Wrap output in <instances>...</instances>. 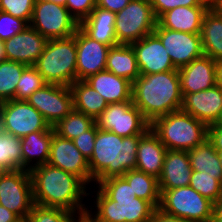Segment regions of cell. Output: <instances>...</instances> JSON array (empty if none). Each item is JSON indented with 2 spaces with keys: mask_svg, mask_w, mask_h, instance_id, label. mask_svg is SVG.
I'll use <instances>...</instances> for the list:
<instances>
[{
  "mask_svg": "<svg viewBox=\"0 0 222 222\" xmlns=\"http://www.w3.org/2000/svg\"><path fill=\"white\" fill-rule=\"evenodd\" d=\"M96 193L97 214L87 211L88 222H149L156 208L149 202L137 198L131 186L122 177H111L101 181Z\"/></svg>",
  "mask_w": 222,
  "mask_h": 222,
  "instance_id": "obj_2",
  "label": "cell"
},
{
  "mask_svg": "<svg viewBox=\"0 0 222 222\" xmlns=\"http://www.w3.org/2000/svg\"><path fill=\"white\" fill-rule=\"evenodd\" d=\"M96 123L98 128L122 137L145 135L151 129L133 101L109 103Z\"/></svg>",
  "mask_w": 222,
  "mask_h": 222,
  "instance_id": "obj_10",
  "label": "cell"
},
{
  "mask_svg": "<svg viewBox=\"0 0 222 222\" xmlns=\"http://www.w3.org/2000/svg\"><path fill=\"white\" fill-rule=\"evenodd\" d=\"M98 125L95 123L89 130L73 140L79 151L89 160L93 154Z\"/></svg>",
  "mask_w": 222,
  "mask_h": 222,
  "instance_id": "obj_41",
  "label": "cell"
},
{
  "mask_svg": "<svg viewBox=\"0 0 222 222\" xmlns=\"http://www.w3.org/2000/svg\"><path fill=\"white\" fill-rule=\"evenodd\" d=\"M153 13L158 19L163 13L178 6H210L208 0H150Z\"/></svg>",
  "mask_w": 222,
  "mask_h": 222,
  "instance_id": "obj_40",
  "label": "cell"
},
{
  "mask_svg": "<svg viewBox=\"0 0 222 222\" xmlns=\"http://www.w3.org/2000/svg\"><path fill=\"white\" fill-rule=\"evenodd\" d=\"M109 103L132 101V83L110 71H100L84 80Z\"/></svg>",
  "mask_w": 222,
  "mask_h": 222,
  "instance_id": "obj_23",
  "label": "cell"
},
{
  "mask_svg": "<svg viewBox=\"0 0 222 222\" xmlns=\"http://www.w3.org/2000/svg\"><path fill=\"white\" fill-rule=\"evenodd\" d=\"M105 70L133 83L140 76V72L132 46L118 44L110 47Z\"/></svg>",
  "mask_w": 222,
  "mask_h": 222,
  "instance_id": "obj_28",
  "label": "cell"
},
{
  "mask_svg": "<svg viewBox=\"0 0 222 222\" xmlns=\"http://www.w3.org/2000/svg\"><path fill=\"white\" fill-rule=\"evenodd\" d=\"M23 169L21 138L0 130V171Z\"/></svg>",
  "mask_w": 222,
  "mask_h": 222,
  "instance_id": "obj_32",
  "label": "cell"
},
{
  "mask_svg": "<svg viewBox=\"0 0 222 222\" xmlns=\"http://www.w3.org/2000/svg\"><path fill=\"white\" fill-rule=\"evenodd\" d=\"M210 6H178L163 13L157 23L162 28L200 34L202 21Z\"/></svg>",
  "mask_w": 222,
  "mask_h": 222,
  "instance_id": "obj_22",
  "label": "cell"
},
{
  "mask_svg": "<svg viewBox=\"0 0 222 222\" xmlns=\"http://www.w3.org/2000/svg\"><path fill=\"white\" fill-rule=\"evenodd\" d=\"M1 130L16 137L37 131H46L50 125L26 100H8L0 103Z\"/></svg>",
  "mask_w": 222,
  "mask_h": 222,
  "instance_id": "obj_12",
  "label": "cell"
},
{
  "mask_svg": "<svg viewBox=\"0 0 222 222\" xmlns=\"http://www.w3.org/2000/svg\"><path fill=\"white\" fill-rule=\"evenodd\" d=\"M0 130H1V113H0Z\"/></svg>",
  "mask_w": 222,
  "mask_h": 222,
  "instance_id": "obj_55",
  "label": "cell"
},
{
  "mask_svg": "<svg viewBox=\"0 0 222 222\" xmlns=\"http://www.w3.org/2000/svg\"><path fill=\"white\" fill-rule=\"evenodd\" d=\"M18 222H27V220L26 219H21Z\"/></svg>",
  "mask_w": 222,
  "mask_h": 222,
  "instance_id": "obj_54",
  "label": "cell"
},
{
  "mask_svg": "<svg viewBox=\"0 0 222 222\" xmlns=\"http://www.w3.org/2000/svg\"><path fill=\"white\" fill-rule=\"evenodd\" d=\"M52 138L51 126L46 131H37L21 137L23 170L30 171L33 167L48 163ZM32 158L36 159L33 165L30 164Z\"/></svg>",
  "mask_w": 222,
  "mask_h": 222,
  "instance_id": "obj_26",
  "label": "cell"
},
{
  "mask_svg": "<svg viewBox=\"0 0 222 222\" xmlns=\"http://www.w3.org/2000/svg\"><path fill=\"white\" fill-rule=\"evenodd\" d=\"M96 121L76 110H72L65 118L59 121L54 127V132L65 139L74 140L87 130H89Z\"/></svg>",
  "mask_w": 222,
  "mask_h": 222,
  "instance_id": "obj_33",
  "label": "cell"
},
{
  "mask_svg": "<svg viewBox=\"0 0 222 222\" xmlns=\"http://www.w3.org/2000/svg\"><path fill=\"white\" fill-rule=\"evenodd\" d=\"M74 110L84 113L95 121L101 116L108 102L84 80H76L70 85Z\"/></svg>",
  "mask_w": 222,
  "mask_h": 222,
  "instance_id": "obj_29",
  "label": "cell"
},
{
  "mask_svg": "<svg viewBox=\"0 0 222 222\" xmlns=\"http://www.w3.org/2000/svg\"><path fill=\"white\" fill-rule=\"evenodd\" d=\"M30 174L34 204L65 209L85 218L88 210L81 200L90 193L79 177L48 163L33 167Z\"/></svg>",
  "mask_w": 222,
  "mask_h": 222,
  "instance_id": "obj_1",
  "label": "cell"
},
{
  "mask_svg": "<svg viewBox=\"0 0 222 222\" xmlns=\"http://www.w3.org/2000/svg\"><path fill=\"white\" fill-rule=\"evenodd\" d=\"M115 18L116 13L96 6L90 15L79 23V27L92 39L113 47L118 45Z\"/></svg>",
  "mask_w": 222,
  "mask_h": 222,
  "instance_id": "obj_25",
  "label": "cell"
},
{
  "mask_svg": "<svg viewBox=\"0 0 222 222\" xmlns=\"http://www.w3.org/2000/svg\"><path fill=\"white\" fill-rule=\"evenodd\" d=\"M48 164L76 175L85 184L94 181L90 174L88 160L75 146L73 140L58 136L54 129Z\"/></svg>",
  "mask_w": 222,
  "mask_h": 222,
  "instance_id": "obj_15",
  "label": "cell"
},
{
  "mask_svg": "<svg viewBox=\"0 0 222 222\" xmlns=\"http://www.w3.org/2000/svg\"><path fill=\"white\" fill-rule=\"evenodd\" d=\"M153 33L160 39L177 69L204 55L200 34L173 31L162 28L158 23Z\"/></svg>",
  "mask_w": 222,
  "mask_h": 222,
  "instance_id": "obj_14",
  "label": "cell"
},
{
  "mask_svg": "<svg viewBox=\"0 0 222 222\" xmlns=\"http://www.w3.org/2000/svg\"><path fill=\"white\" fill-rule=\"evenodd\" d=\"M122 177L131 186L137 198L149 201L156 209L159 208L161 192L157 178L137 169L127 171Z\"/></svg>",
  "mask_w": 222,
  "mask_h": 222,
  "instance_id": "obj_30",
  "label": "cell"
},
{
  "mask_svg": "<svg viewBox=\"0 0 222 222\" xmlns=\"http://www.w3.org/2000/svg\"><path fill=\"white\" fill-rule=\"evenodd\" d=\"M21 220L15 213L0 205V222H18Z\"/></svg>",
  "mask_w": 222,
  "mask_h": 222,
  "instance_id": "obj_46",
  "label": "cell"
},
{
  "mask_svg": "<svg viewBox=\"0 0 222 222\" xmlns=\"http://www.w3.org/2000/svg\"><path fill=\"white\" fill-rule=\"evenodd\" d=\"M200 37L204 55L216 61L222 60V10L208 9L202 21Z\"/></svg>",
  "mask_w": 222,
  "mask_h": 222,
  "instance_id": "obj_27",
  "label": "cell"
},
{
  "mask_svg": "<svg viewBox=\"0 0 222 222\" xmlns=\"http://www.w3.org/2000/svg\"><path fill=\"white\" fill-rule=\"evenodd\" d=\"M143 136L122 137L98 128L94 151L88 160L94 182L99 184L103 180L123 176L127 171L136 169L137 148Z\"/></svg>",
  "mask_w": 222,
  "mask_h": 222,
  "instance_id": "obj_4",
  "label": "cell"
},
{
  "mask_svg": "<svg viewBox=\"0 0 222 222\" xmlns=\"http://www.w3.org/2000/svg\"><path fill=\"white\" fill-rule=\"evenodd\" d=\"M78 219L76 220V218ZM83 216H75L74 212L52 207H43L34 204L26 217L27 222H81Z\"/></svg>",
  "mask_w": 222,
  "mask_h": 222,
  "instance_id": "obj_36",
  "label": "cell"
},
{
  "mask_svg": "<svg viewBox=\"0 0 222 222\" xmlns=\"http://www.w3.org/2000/svg\"><path fill=\"white\" fill-rule=\"evenodd\" d=\"M96 7V0H67L66 8L69 13L80 23L90 15Z\"/></svg>",
  "mask_w": 222,
  "mask_h": 222,
  "instance_id": "obj_42",
  "label": "cell"
},
{
  "mask_svg": "<svg viewBox=\"0 0 222 222\" xmlns=\"http://www.w3.org/2000/svg\"><path fill=\"white\" fill-rule=\"evenodd\" d=\"M187 152L192 170L208 174H222L218 151L208 139Z\"/></svg>",
  "mask_w": 222,
  "mask_h": 222,
  "instance_id": "obj_31",
  "label": "cell"
},
{
  "mask_svg": "<svg viewBox=\"0 0 222 222\" xmlns=\"http://www.w3.org/2000/svg\"><path fill=\"white\" fill-rule=\"evenodd\" d=\"M27 65L4 60L0 62V103L16 100V85Z\"/></svg>",
  "mask_w": 222,
  "mask_h": 222,
  "instance_id": "obj_34",
  "label": "cell"
},
{
  "mask_svg": "<svg viewBox=\"0 0 222 222\" xmlns=\"http://www.w3.org/2000/svg\"><path fill=\"white\" fill-rule=\"evenodd\" d=\"M6 60V53L4 49V42L0 41V62Z\"/></svg>",
  "mask_w": 222,
  "mask_h": 222,
  "instance_id": "obj_50",
  "label": "cell"
},
{
  "mask_svg": "<svg viewBox=\"0 0 222 222\" xmlns=\"http://www.w3.org/2000/svg\"><path fill=\"white\" fill-rule=\"evenodd\" d=\"M132 101L150 124L181 110L183 96L178 70L140 75L132 83Z\"/></svg>",
  "mask_w": 222,
  "mask_h": 222,
  "instance_id": "obj_3",
  "label": "cell"
},
{
  "mask_svg": "<svg viewBox=\"0 0 222 222\" xmlns=\"http://www.w3.org/2000/svg\"><path fill=\"white\" fill-rule=\"evenodd\" d=\"M189 186L214 203L222 197V174L192 170Z\"/></svg>",
  "mask_w": 222,
  "mask_h": 222,
  "instance_id": "obj_35",
  "label": "cell"
},
{
  "mask_svg": "<svg viewBox=\"0 0 222 222\" xmlns=\"http://www.w3.org/2000/svg\"><path fill=\"white\" fill-rule=\"evenodd\" d=\"M48 1H52V2H54V3H57V4H60V5L66 6V1H67V0H48Z\"/></svg>",
  "mask_w": 222,
  "mask_h": 222,
  "instance_id": "obj_51",
  "label": "cell"
},
{
  "mask_svg": "<svg viewBox=\"0 0 222 222\" xmlns=\"http://www.w3.org/2000/svg\"><path fill=\"white\" fill-rule=\"evenodd\" d=\"M216 60L203 55L178 69L182 96L216 85L215 79Z\"/></svg>",
  "mask_w": 222,
  "mask_h": 222,
  "instance_id": "obj_20",
  "label": "cell"
},
{
  "mask_svg": "<svg viewBox=\"0 0 222 222\" xmlns=\"http://www.w3.org/2000/svg\"><path fill=\"white\" fill-rule=\"evenodd\" d=\"M47 84L34 66H27L16 85V100H26Z\"/></svg>",
  "mask_w": 222,
  "mask_h": 222,
  "instance_id": "obj_37",
  "label": "cell"
},
{
  "mask_svg": "<svg viewBox=\"0 0 222 222\" xmlns=\"http://www.w3.org/2000/svg\"><path fill=\"white\" fill-rule=\"evenodd\" d=\"M81 222H88L85 218Z\"/></svg>",
  "mask_w": 222,
  "mask_h": 222,
  "instance_id": "obj_56",
  "label": "cell"
},
{
  "mask_svg": "<svg viewBox=\"0 0 222 222\" xmlns=\"http://www.w3.org/2000/svg\"><path fill=\"white\" fill-rule=\"evenodd\" d=\"M210 8L222 10V0H208Z\"/></svg>",
  "mask_w": 222,
  "mask_h": 222,
  "instance_id": "obj_49",
  "label": "cell"
},
{
  "mask_svg": "<svg viewBox=\"0 0 222 222\" xmlns=\"http://www.w3.org/2000/svg\"><path fill=\"white\" fill-rule=\"evenodd\" d=\"M181 110L207 126L215 124L222 111V89L215 85L206 90L185 94Z\"/></svg>",
  "mask_w": 222,
  "mask_h": 222,
  "instance_id": "obj_19",
  "label": "cell"
},
{
  "mask_svg": "<svg viewBox=\"0 0 222 222\" xmlns=\"http://www.w3.org/2000/svg\"><path fill=\"white\" fill-rule=\"evenodd\" d=\"M131 46L136 54L140 75L178 70L173 65L160 39L154 33L146 35L139 41L132 43Z\"/></svg>",
  "mask_w": 222,
  "mask_h": 222,
  "instance_id": "obj_17",
  "label": "cell"
},
{
  "mask_svg": "<svg viewBox=\"0 0 222 222\" xmlns=\"http://www.w3.org/2000/svg\"><path fill=\"white\" fill-rule=\"evenodd\" d=\"M218 152H222V126L211 124L208 126V138Z\"/></svg>",
  "mask_w": 222,
  "mask_h": 222,
  "instance_id": "obj_43",
  "label": "cell"
},
{
  "mask_svg": "<svg viewBox=\"0 0 222 222\" xmlns=\"http://www.w3.org/2000/svg\"><path fill=\"white\" fill-rule=\"evenodd\" d=\"M115 34L118 44L131 45L152 34L157 19L150 0H131L116 13Z\"/></svg>",
  "mask_w": 222,
  "mask_h": 222,
  "instance_id": "obj_8",
  "label": "cell"
},
{
  "mask_svg": "<svg viewBox=\"0 0 222 222\" xmlns=\"http://www.w3.org/2000/svg\"><path fill=\"white\" fill-rule=\"evenodd\" d=\"M0 205L26 219L34 205L29 170L0 172Z\"/></svg>",
  "mask_w": 222,
  "mask_h": 222,
  "instance_id": "obj_11",
  "label": "cell"
},
{
  "mask_svg": "<svg viewBox=\"0 0 222 222\" xmlns=\"http://www.w3.org/2000/svg\"><path fill=\"white\" fill-rule=\"evenodd\" d=\"M215 125L222 126V111H221V114H220L218 120L216 121Z\"/></svg>",
  "mask_w": 222,
  "mask_h": 222,
  "instance_id": "obj_52",
  "label": "cell"
},
{
  "mask_svg": "<svg viewBox=\"0 0 222 222\" xmlns=\"http://www.w3.org/2000/svg\"><path fill=\"white\" fill-rule=\"evenodd\" d=\"M28 24L19 18L0 11V41H6L22 32Z\"/></svg>",
  "mask_w": 222,
  "mask_h": 222,
  "instance_id": "obj_39",
  "label": "cell"
},
{
  "mask_svg": "<svg viewBox=\"0 0 222 222\" xmlns=\"http://www.w3.org/2000/svg\"><path fill=\"white\" fill-rule=\"evenodd\" d=\"M218 156H219L220 164L222 166V152H218Z\"/></svg>",
  "mask_w": 222,
  "mask_h": 222,
  "instance_id": "obj_53",
  "label": "cell"
},
{
  "mask_svg": "<svg viewBox=\"0 0 222 222\" xmlns=\"http://www.w3.org/2000/svg\"><path fill=\"white\" fill-rule=\"evenodd\" d=\"M149 222H194L180 217H173L163 213L161 210L156 209Z\"/></svg>",
  "mask_w": 222,
  "mask_h": 222,
  "instance_id": "obj_45",
  "label": "cell"
},
{
  "mask_svg": "<svg viewBox=\"0 0 222 222\" xmlns=\"http://www.w3.org/2000/svg\"><path fill=\"white\" fill-rule=\"evenodd\" d=\"M110 47L89 37L80 27L76 30V80H85L106 69Z\"/></svg>",
  "mask_w": 222,
  "mask_h": 222,
  "instance_id": "obj_16",
  "label": "cell"
},
{
  "mask_svg": "<svg viewBox=\"0 0 222 222\" xmlns=\"http://www.w3.org/2000/svg\"><path fill=\"white\" fill-rule=\"evenodd\" d=\"M166 151L160 138L150 129L139 141L136 169L158 179Z\"/></svg>",
  "mask_w": 222,
  "mask_h": 222,
  "instance_id": "obj_24",
  "label": "cell"
},
{
  "mask_svg": "<svg viewBox=\"0 0 222 222\" xmlns=\"http://www.w3.org/2000/svg\"><path fill=\"white\" fill-rule=\"evenodd\" d=\"M159 210L163 213L194 222H211L213 202L190 186L160 189Z\"/></svg>",
  "mask_w": 222,
  "mask_h": 222,
  "instance_id": "obj_7",
  "label": "cell"
},
{
  "mask_svg": "<svg viewBox=\"0 0 222 222\" xmlns=\"http://www.w3.org/2000/svg\"><path fill=\"white\" fill-rule=\"evenodd\" d=\"M47 41L46 37L28 25L22 32L4 41L6 60L34 66Z\"/></svg>",
  "mask_w": 222,
  "mask_h": 222,
  "instance_id": "obj_18",
  "label": "cell"
},
{
  "mask_svg": "<svg viewBox=\"0 0 222 222\" xmlns=\"http://www.w3.org/2000/svg\"><path fill=\"white\" fill-rule=\"evenodd\" d=\"M26 101L43 115L51 127H54L74 109L71 88L64 85L47 83L36 90Z\"/></svg>",
  "mask_w": 222,
  "mask_h": 222,
  "instance_id": "obj_13",
  "label": "cell"
},
{
  "mask_svg": "<svg viewBox=\"0 0 222 222\" xmlns=\"http://www.w3.org/2000/svg\"><path fill=\"white\" fill-rule=\"evenodd\" d=\"M215 79H216V85L222 89V60L216 61Z\"/></svg>",
  "mask_w": 222,
  "mask_h": 222,
  "instance_id": "obj_48",
  "label": "cell"
},
{
  "mask_svg": "<svg viewBox=\"0 0 222 222\" xmlns=\"http://www.w3.org/2000/svg\"><path fill=\"white\" fill-rule=\"evenodd\" d=\"M192 168L185 150H167L161 175L158 178L160 189H176L190 184Z\"/></svg>",
  "mask_w": 222,
  "mask_h": 222,
  "instance_id": "obj_21",
  "label": "cell"
},
{
  "mask_svg": "<svg viewBox=\"0 0 222 222\" xmlns=\"http://www.w3.org/2000/svg\"><path fill=\"white\" fill-rule=\"evenodd\" d=\"M211 222H222V197L213 203Z\"/></svg>",
  "mask_w": 222,
  "mask_h": 222,
  "instance_id": "obj_47",
  "label": "cell"
},
{
  "mask_svg": "<svg viewBox=\"0 0 222 222\" xmlns=\"http://www.w3.org/2000/svg\"><path fill=\"white\" fill-rule=\"evenodd\" d=\"M36 0H0V11L24 20L31 21Z\"/></svg>",
  "mask_w": 222,
  "mask_h": 222,
  "instance_id": "obj_38",
  "label": "cell"
},
{
  "mask_svg": "<svg viewBox=\"0 0 222 222\" xmlns=\"http://www.w3.org/2000/svg\"><path fill=\"white\" fill-rule=\"evenodd\" d=\"M29 26L49 40L73 36L79 23L66 6L48 0H36Z\"/></svg>",
  "mask_w": 222,
  "mask_h": 222,
  "instance_id": "obj_9",
  "label": "cell"
},
{
  "mask_svg": "<svg viewBox=\"0 0 222 222\" xmlns=\"http://www.w3.org/2000/svg\"><path fill=\"white\" fill-rule=\"evenodd\" d=\"M131 0H96V6L111 11L120 12Z\"/></svg>",
  "mask_w": 222,
  "mask_h": 222,
  "instance_id": "obj_44",
  "label": "cell"
},
{
  "mask_svg": "<svg viewBox=\"0 0 222 222\" xmlns=\"http://www.w3.org/2000/svg\"><path fill=\"white\" fill-rule=\"evenodd\" d=\"M151 130L167 150H191L208 138V126L182 110L157 118Z\"/></svg>",
  "mask_w": 222,
  "mask_h": 222,
  "instance_id": "obj_5",
  "label": "cell"
},
{
  "mask_svg": "<svg viewBox=\"0 0 222 222\" xmlns=\"http://www.w3.org/2000/svg\"><path fill=\"white\" fill-rule=\"evenodd\" d=\"M76 32L68 38L49 39L34 67L48 84L69 86L76 81Z\"/></svg>",
  "mask_w": 222,
  "mask_h": 222,
  "instance_id": "obj_6",
  "label": "cell"
}]
</instances>
